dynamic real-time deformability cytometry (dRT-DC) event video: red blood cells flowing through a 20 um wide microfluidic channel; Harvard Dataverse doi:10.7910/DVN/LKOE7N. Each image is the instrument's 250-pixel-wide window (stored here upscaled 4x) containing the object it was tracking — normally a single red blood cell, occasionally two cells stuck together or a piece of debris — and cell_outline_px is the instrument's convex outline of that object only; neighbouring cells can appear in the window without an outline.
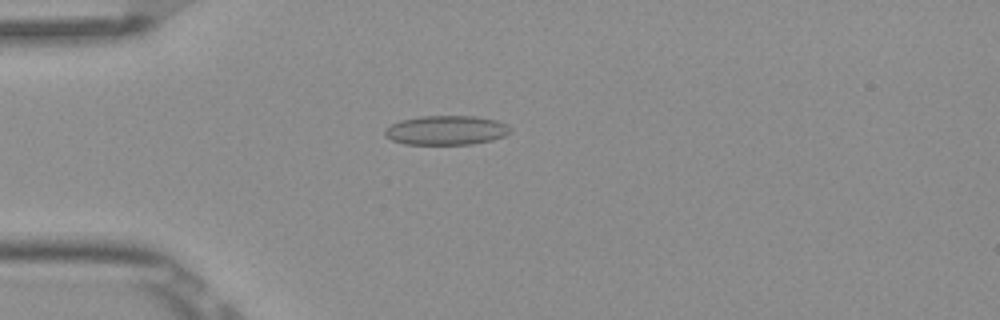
{"species": "Egyptian fruit bat (a non-hibernating species)", "species_latin": "Rousettus aegyptiacus", "temperature_condition": "room temperature", "stored_images_in_passage": 5, "camera_frame_rate_fps": 3000, "um_per_image_px": 0.085, "frame": {"image": 1, "passage_image": 4, "time_ms": 1.0, "image_size_px": [1000, 320], "cell_outline_px": [[512, 132], [504, 136], [492, 140], [472, 144], [404, 144], [392, 140], [384, 136], [384, 128], [400, 120], [420, 116], [476, 116], [496, 120], [508, 124], [512, 128]], "centroid_in_image_um": [37.94, 11.07], "position_along_channel_um": 47.1, "area_um2": 21.68}}